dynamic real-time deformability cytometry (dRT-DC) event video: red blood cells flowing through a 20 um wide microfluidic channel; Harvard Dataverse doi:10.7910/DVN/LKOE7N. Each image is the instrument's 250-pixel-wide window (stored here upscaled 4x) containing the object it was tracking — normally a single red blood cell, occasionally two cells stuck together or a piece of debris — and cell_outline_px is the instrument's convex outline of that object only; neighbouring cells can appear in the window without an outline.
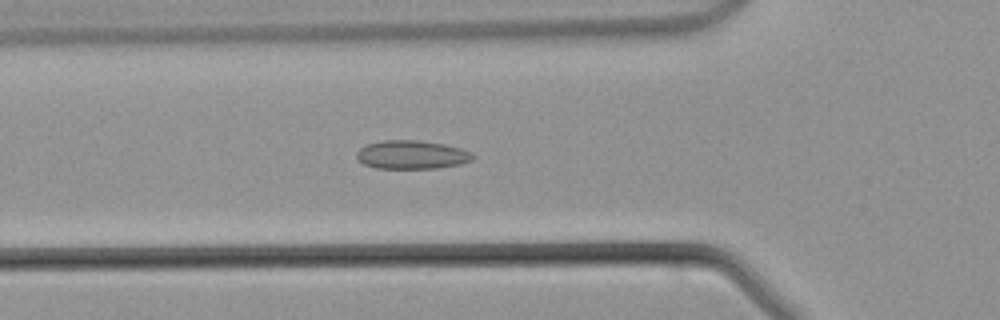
{"species": "common noctule bat (a hibernating species)", "species_latin": "Nyctalus noctula", "temperature_condition": "warm", "stored_images_in_passage": 45, "camera_frame_rate_fps": 3000, "um_per_image_px": 0.085, "animal": {"sex": "male", "body_mass_g": 21.5, "forearm_length_mm": 52.0}, "frame": {"image": 1, "passage_image": 15, "time_ms": 4.667, "image_size_px": [1000, 320], "cell_outline_px": [[476, 156], [472, 160], [460, 164], [436, 168], [376, 168], [364, 164], [356, 156], [356, 152], [360, 148], [368, 144], [384, 140], [420, 140], [444, 144], [460, 148], [472, 152]], "centroid_in_image_um": [35.03, 13.14], "position_along_channel_um": 90.8, "area_um2": 19.31}}
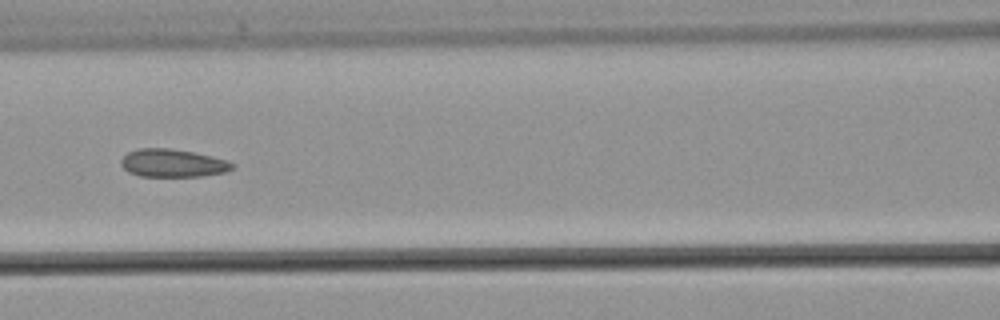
{"frame": {"image": 2, "passage_image": 19, "time_ms": 6.0, "image_size_px": [1000, 320], "cell_outline_px": [[236, 168], [224, 172], [200, 176], [140, 176], [128, 172], [120, 164], [120, 160], [128, 152], [140, 148], [168, 148], [192, 152], [212, 156], [228, 160], [236, 164]], "centroid_in_image_um": [14.7, 13.86], "position_along_channel_um": 151.9, "area_um2": 18.15}}
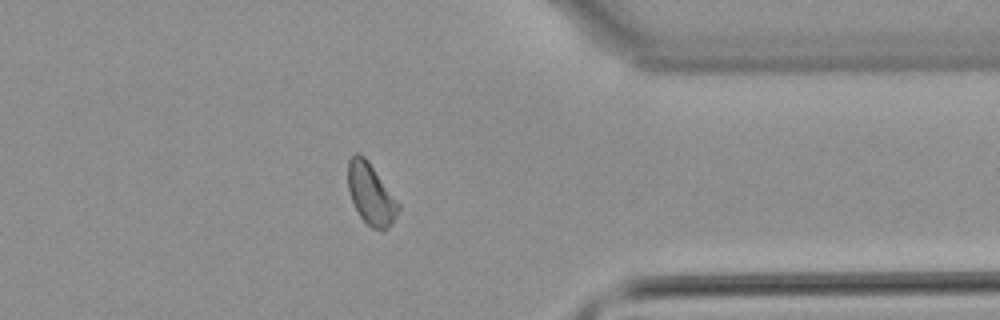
{"frame": {"image": 3, "passage_image": 35, "time_ms": 11.333, "image_size_px": [1000, 320], "cell_outline_px": [[400, 208], [392, 220], [380, 232], [372, 228], [360, 216], [352, 200], [348, 188], [348, 160], [356, 152], [360, 152], [368, 160], [400, 204]], "centroid_in_image_um": [31.5, 16.45], "position_along_channel_um": 379.9, "area_um2": 17.63}}